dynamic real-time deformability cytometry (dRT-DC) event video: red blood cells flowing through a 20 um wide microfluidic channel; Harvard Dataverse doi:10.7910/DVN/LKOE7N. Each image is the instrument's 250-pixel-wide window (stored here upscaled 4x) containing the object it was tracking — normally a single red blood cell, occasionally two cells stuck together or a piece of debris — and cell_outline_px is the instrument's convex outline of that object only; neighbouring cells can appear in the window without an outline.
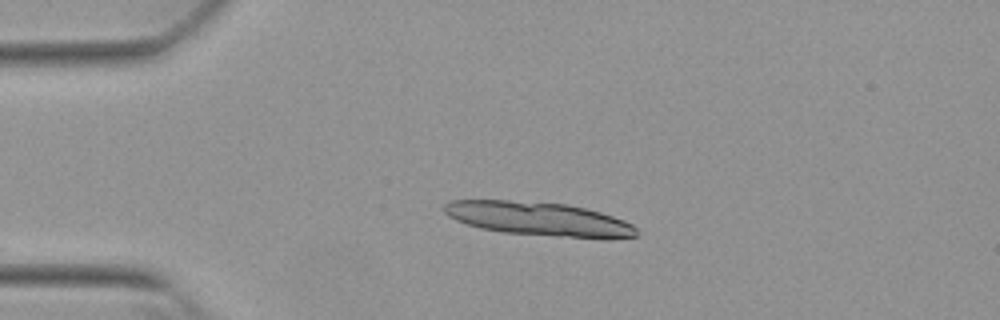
{"species": "Egyptian fruit bat (a non-hibernating species)", "species_latin": "Rousettus aegyptiacus", "temperature_condition": "warm", "stored_images_in_passage": 10, "camera_frame_rate_fps": 3000, "um_per_image_px": 0.085, "animal": {"sex": "female"}, "frame": {"image": 1, "passage_image": 2, "time_ms": 0.333, "image_size_px": [1000, 320], "cell_outline_px": [[636, 236], [556, 236], [504, 232], [480, 228], [456, 220], [448, 216], [444, 212], [444, 204], [448, 200], [508, 200], [568, 204], [600, 212], [624, 220], [632, 224], [636, 228]], "centroid_in_image_um": [45.66, 18.56], "position_along_channel_um": 39.3, "area_um2": 36.82}}